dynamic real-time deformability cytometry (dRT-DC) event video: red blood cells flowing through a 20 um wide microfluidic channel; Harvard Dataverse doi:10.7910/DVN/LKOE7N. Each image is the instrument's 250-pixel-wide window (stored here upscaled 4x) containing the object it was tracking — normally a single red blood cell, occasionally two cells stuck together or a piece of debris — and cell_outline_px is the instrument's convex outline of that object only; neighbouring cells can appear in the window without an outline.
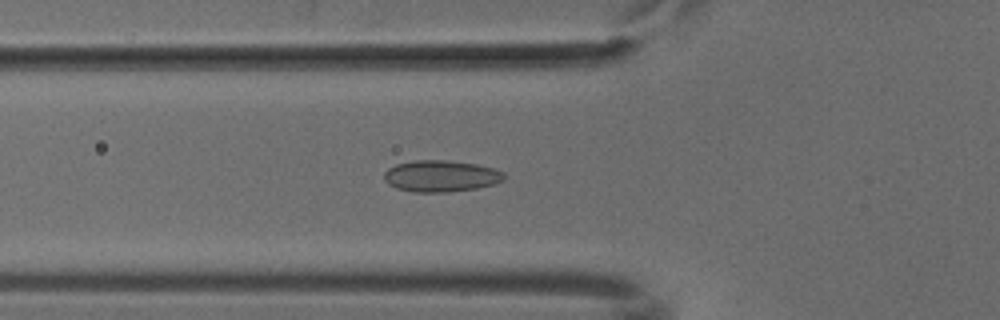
{"species": "common noctule bat (a hibernating species)", "species_latin": "Nyctalus noctula", "temperature_condition": "cold", "stored_images_in_passage": 49, "camera_frame_rate_fps": 3000, "um_per_image_px": 0.085, "animal": {"sex": "male", "body_mass_g": 18.8}, "frame": {"image": 1, "passage_image": 15, "time_ms": 4.667, "image_size_px": [1000, 320], "cell_outline_px": [[504, 180], [496, 184], [476, 188], [448, 192], [412, 192], [396, 188], [388, 184], [384, 180], [384, 172], [388, 168], [396, 164], [416, 160], [448, 160], [476, 164], [492, 168], [504, 172]], "centroid_in_image_um": [37.46, 14.97], "position_along_channel_um": 88.3, "area_um2": 22.14}}
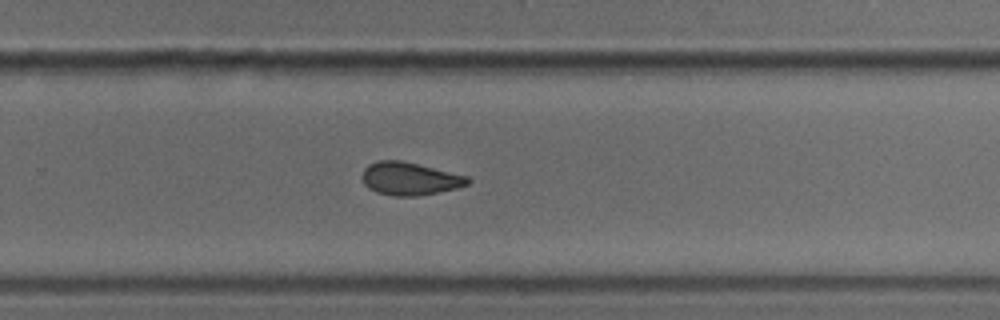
{"frame": {"image": 2, "passage_image": 31, "time_ms": 10.0, "image_size_px": [1000, 320], "cell_outline_px": [[472, 180], [468, 184], [456, 188], [416, 196], [392, 196], [376, 192], [368, 188], [364, 184], [364, 168], [368, 164], [380, 160], [400, 160], [468, 176]], "centroid_in_image_um": [34.82, 15.19], "position_along_channel_um": 295.0, "area_um2": 20.0}}
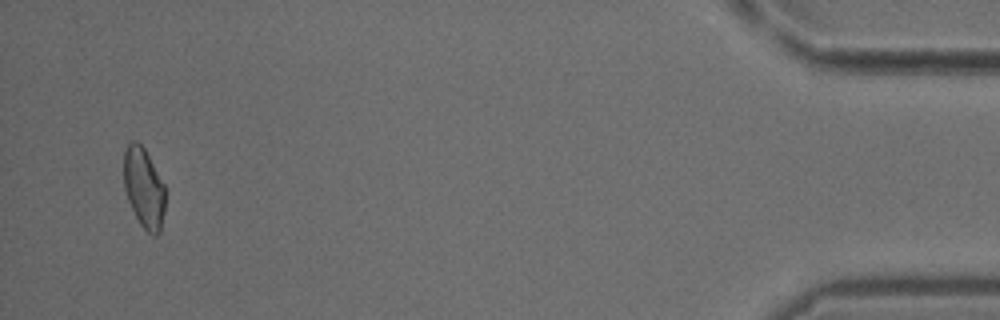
{"frame": {"image": 3, "passage_image": 47, "time_ms": 15.333, "image_size_px": [1000, 320], "cell_outline_px": [[168, 192], [160, 232], [156, 236], [152, 236], [140, 224], [128, 200], [124, 188], [124, 152], [128, 144], [132, 140], [136, 140], [144, 148], [164, 184]], "centroid_in_image_um": [12.26, 15.99], "position_along_channel_um": 422.9, "area_um2": 19.59}}